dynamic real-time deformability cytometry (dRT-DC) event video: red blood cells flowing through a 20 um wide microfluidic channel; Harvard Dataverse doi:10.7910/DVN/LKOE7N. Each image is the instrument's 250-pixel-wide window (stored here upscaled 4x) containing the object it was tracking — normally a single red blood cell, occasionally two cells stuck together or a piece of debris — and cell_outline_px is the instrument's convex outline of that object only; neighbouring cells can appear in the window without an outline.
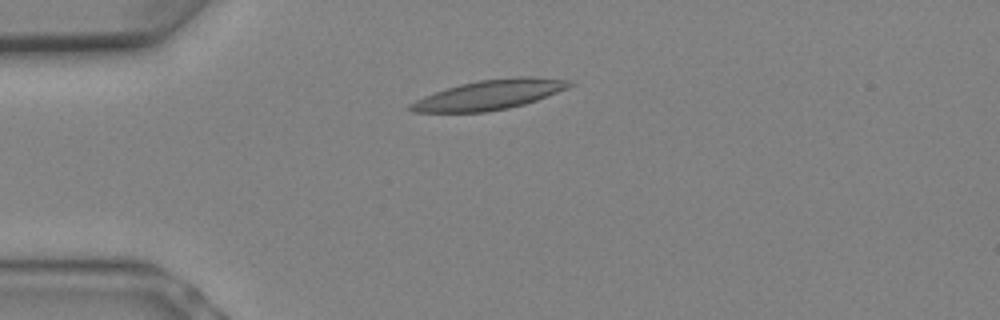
{"species": "Egyptian fruit bat (a non-hibernating species)", "species_latin": "Rousettus aegyptiacus", "temperature_condition": "warm", "stored_images_in_passage": 6, "camera_frame_rate_fps": 3000, "um_per_image_px": 0.085, "animal": {"sex": "female"}, "frame": {"image": 1, "passage_image": 5, "time_ms": 1.333, "image_size_px": [1000, 320], "cell_outline_px": [[576, 84], [568, 88], [536, 100], [524, 104], [508, 108], [488, 112], [412, 112], [408, 108], [408, 104], [424, 96], [460, 84], [480, 80], [516, 76], [528, 76], [572, 80]], "centroid_in_image_um": [41.64, 8.05], "position_along_channel_um": 43.4, "area_um2": 27.51}}